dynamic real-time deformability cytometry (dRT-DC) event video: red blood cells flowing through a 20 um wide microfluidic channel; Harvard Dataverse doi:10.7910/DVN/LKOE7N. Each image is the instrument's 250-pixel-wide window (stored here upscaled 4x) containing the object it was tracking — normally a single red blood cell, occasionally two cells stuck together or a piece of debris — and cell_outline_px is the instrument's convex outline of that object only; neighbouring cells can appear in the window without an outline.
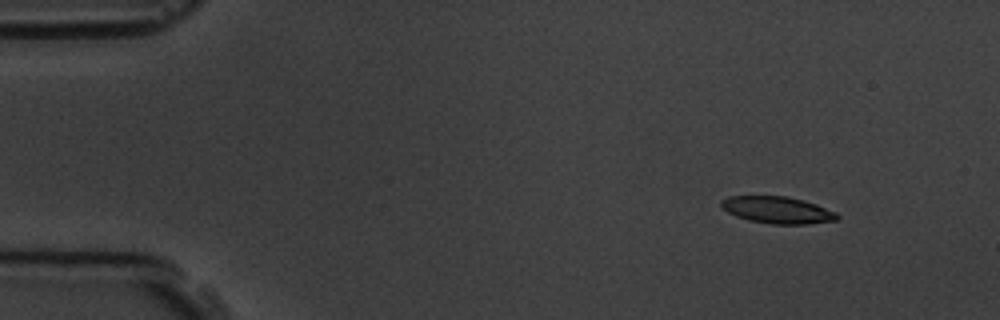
{"species": "common noctule bat (a hibernating species)", "species_latin": "Nyctalus noctula", "temperature_condition": "room temperature", "stored_images_in_passage": 5, "camera_frame_rate_fps": 3000, "um_per_image_px": 0.085, "animal": {"sex": "male", "body_mass_g": 19.5, "forearm_length_mm": 54.6}, "frame": {"image": 1, "passage_image": 2, "time_ms": 1.333, "image_size_px": [1000, 320], "cell_outline_px": [[840, 216], [836, 220], [808, 224], [772, 224], [748, 220], [736, 216], [728, 212], [720, 204], [720, 200], [728, 196], [788, 196], [804, 200], [816, 204], [836, 212]], "centroid_in_image_um": [66.08, 17.84], "position_along_channel_um": 18.9, "area_um2": 18.21}}